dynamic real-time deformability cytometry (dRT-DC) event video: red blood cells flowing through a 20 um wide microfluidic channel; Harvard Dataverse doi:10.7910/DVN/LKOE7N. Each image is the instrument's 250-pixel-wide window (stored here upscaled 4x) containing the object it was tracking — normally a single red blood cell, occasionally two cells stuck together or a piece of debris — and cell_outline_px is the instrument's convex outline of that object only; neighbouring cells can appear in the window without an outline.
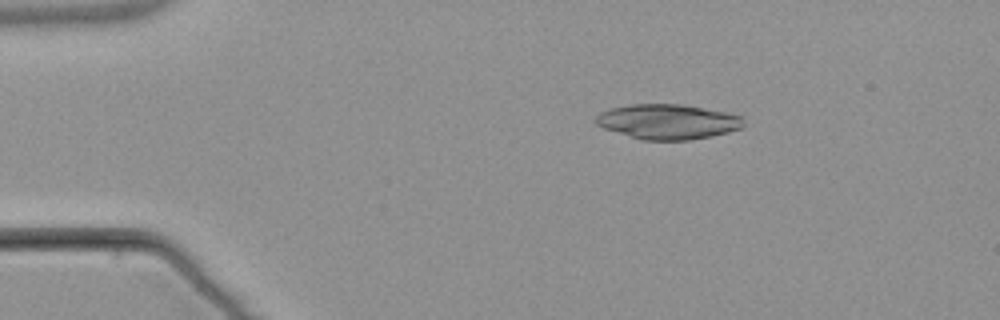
{"species": "common noctule bat (a hibernating species)", "species_latin": "Nyctalus noctula", "temperature_condition": "warm", "stored_images_in_passage": 4, "camera_frame_rate_fps": 3000, "um_per_image_px": 0.085, "animal": {"sex": "male", "body_mass_g": 21.5, "forearm_length_mm": 52.0}, "frame": {"image": 1, "passage_image": 1, "time_ms": 0.0, "image_size_px": [1000, 320], "cell_outline_px": [[744, 128], [712, 136], [688, 140], [640, 140], [604, 128], [596, 124], [596, 116], [600, 112], [612, 108], [628, 104], [684, 104], [744, 116]], "centroid_in_image_um": [56.79, 10.34], "position_along_channel_um": 28.2, "area_um2": 30.29}}